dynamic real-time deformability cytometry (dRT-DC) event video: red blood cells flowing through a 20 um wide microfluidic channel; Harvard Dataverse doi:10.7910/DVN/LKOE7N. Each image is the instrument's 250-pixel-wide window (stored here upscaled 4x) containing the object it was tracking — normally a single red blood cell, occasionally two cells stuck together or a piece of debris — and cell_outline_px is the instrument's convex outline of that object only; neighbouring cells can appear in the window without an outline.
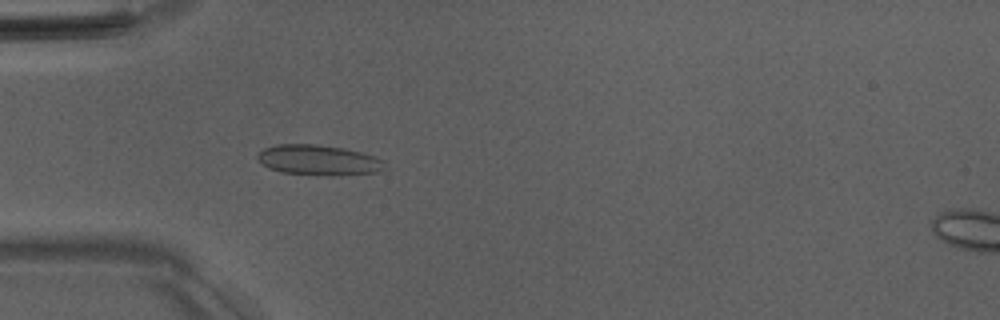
{"species": "Egyptian fruit bat (a non-hibernating species)", "species_latin": "Rousettus aegyptiacus", "temperature_condition": "room temperature", "stored_images_in_passage": 52, "camera_frame_rate_fps": 3000, "um_per_image_px": 0.085, "animal": {"sex": "male"}, "frame": {"image": 1, "passage_image": 16, "time_ms": 5.0, "image_size_px": [1000, 320], "cell_outline_px": [[384, 172], [332, 176], [328, 176], [280, 172], [268, 168], [256, 156], [264, 148], [276, 144], [316, 144], [344, 148], [376, 156], [384, 160]], "centroid_in_image_um": [27.13, 13.62], "position_along_channel_um": 57.9, "area_um2": 22.72}}
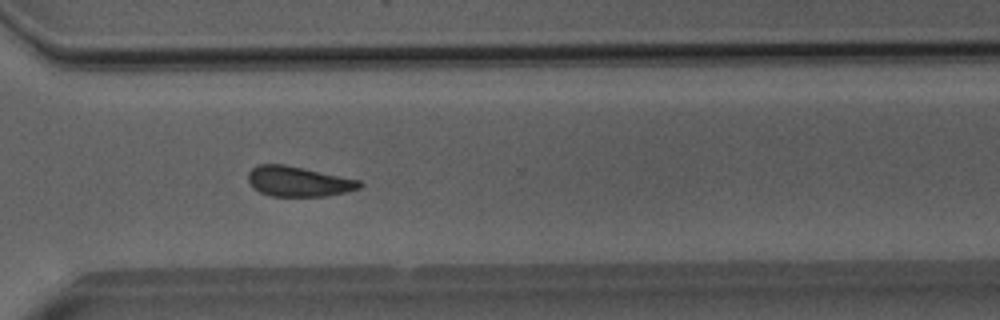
{"frame": {"image": 2, "passage_image": 38, "time_ms": 12.333, "image_size_px": [1000, 320], "cell_outline_px": [[364, 184], [360, 188], [348, 192], [324, 196], [268, 196], [252, 188], [248, 180], [248, 172], [256, 164], [284, 164], [304, 168], [360, 180]], "centroid_in_image_um": [25.35, 15.42], "position_along_channel_um": 345.2, "area_um2": 19.77}}
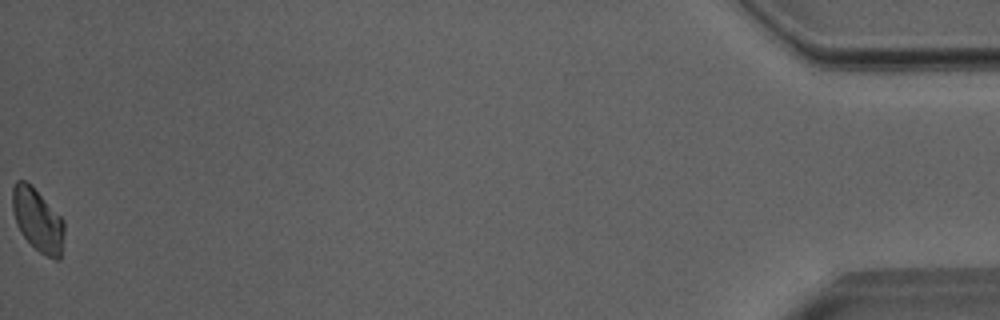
{"frame": {"image": 3, "passage_image": 52, "time_ms": 17.0, "image_size_px": [1000, 320], "cell_outline_px": [[64, 236], [60, 260], [56, 260], [40, 252], [20, 232], [16, 224], [12, 208], [12, 188], [16, 180], [28, 180], [32, 184], [64, 220]], "centroid_in_image_um": [3.2, 18.66], "position_along_channel_um": 432.0, "area_um2": 19.19}, "authors_computed_cell_mechanics": {"area_um2": 20.4612, "velocity_mm_per_s": 3.9986, "shape_relaxation_time_tau1_ms": 9.0858, "shape_relaxation_time_tau2_ms": 1.5878, "deformation_change_tau1": 0.1195, "deformation_change_tau2": 0.0617}}